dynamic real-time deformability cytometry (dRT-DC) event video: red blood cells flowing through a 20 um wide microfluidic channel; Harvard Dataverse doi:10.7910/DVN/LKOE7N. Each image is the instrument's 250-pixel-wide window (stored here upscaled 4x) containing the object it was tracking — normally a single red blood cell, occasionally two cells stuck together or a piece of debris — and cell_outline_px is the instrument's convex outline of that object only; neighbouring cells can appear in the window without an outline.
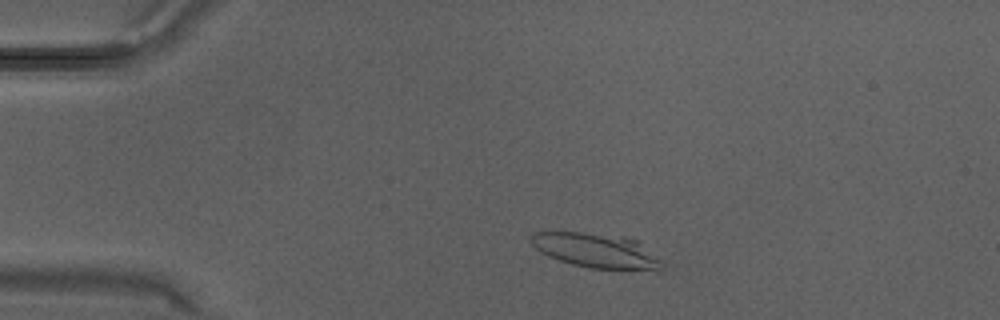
{"species": "Egyptian fruit bat (a non-hibernating species)", "species_latin": "Rousettus aegyptiacus", "temperature_condition": "warm", "stored_images_in_passage": 8, "camera_frame_rate_fps": 3000, "um_per_image_px": 0.085, "animal": {"sex": "male"}, "frame": {"image": 1, "passage_image": 4, "time_ms": 1.0, "image_size_px": [1000, 320], "cell_outline_px": [[664, 268], [660, 272], [588, 268], [572, 264], [548, 256], [540, 252], [528, 240], [528, 236], [532, 232], [580, 232], [624, 236], [636, 240], [660, 260], [664, 264]], "centroid_in_image_um": [50.71, 21.33], "position_along_channel_um": 34.3, "area_um2": 26.93}}